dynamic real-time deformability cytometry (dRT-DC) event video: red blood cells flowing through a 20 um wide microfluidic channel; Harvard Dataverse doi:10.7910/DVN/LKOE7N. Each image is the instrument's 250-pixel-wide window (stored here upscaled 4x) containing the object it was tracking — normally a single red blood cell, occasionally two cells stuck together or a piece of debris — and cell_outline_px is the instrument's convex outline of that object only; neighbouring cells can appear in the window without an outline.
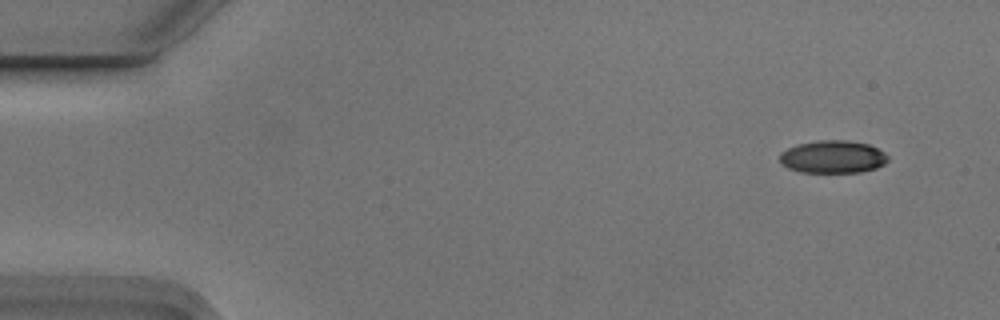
{"species": "Egyptian fruit bat (a non-hibernating species)", "species_latin": "Rousettus aegyptiacus", "temperature_condition": "cold", "stored_images_in_passage": 4, "camera_frame_rate_fps": 3000, "um_per_image_px": 0.085, "animal": {"sex": "male"}, "frame": {"image": 1, "passage_image": 1, "time_ms": 0.0, "image_size_px": [1000, 320], "cell_outline_px": [[888, 160], [884, 164], [876, 168], [860, 172], [800, 172], [788, 168], [780, 160], [780, 152], [796, 144], [820, 140], [848, 140], [868, 144], [884, 152], [888, 156]], "centroid_in_image_um": [70.79, 13.32], "position_along_channel_um": 14.2, "area_um2": 20.58}}